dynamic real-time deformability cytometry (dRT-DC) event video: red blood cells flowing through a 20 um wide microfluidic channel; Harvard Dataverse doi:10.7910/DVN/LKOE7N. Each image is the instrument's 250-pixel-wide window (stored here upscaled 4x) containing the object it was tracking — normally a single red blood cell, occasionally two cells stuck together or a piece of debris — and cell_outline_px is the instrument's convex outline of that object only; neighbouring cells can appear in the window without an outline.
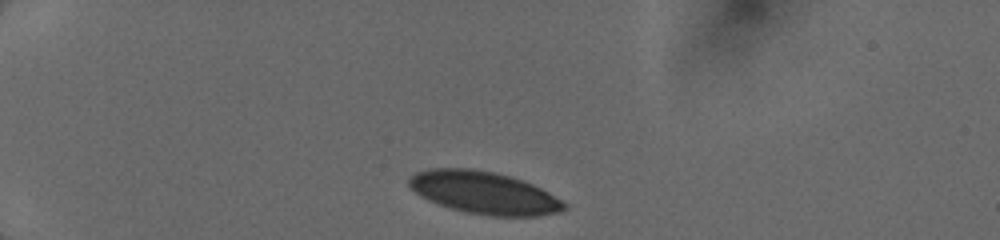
{"species": "human", "species_latin": "Homo sapiens", "temperature_condition": "cold", "stored_images_in_passage": 9, "camera_frame_rate_fps": 3000, "um_per_image_px": 0.085, "donor": {"sex": "female"}, "frame": {"image": 1, "passage_image": 1, "time_ms": 0.0, "image_size_px": [1000, 240], "cell_outline_px": [[568, 208], [560, 212], [536, 216], [492, 216], [468, 212], [452, 208], [428, 200], [420, 196], [408, 184], [408, 176], [416, 172], [428, 168], [472, 168], [492, 172], [508, 176], [532, 184], [548, 192], [568, 204]], "centroid_in_image_um": [41.14, 16.38], "position_along_channel_um": 43.9, "area_um2": 38.15}}
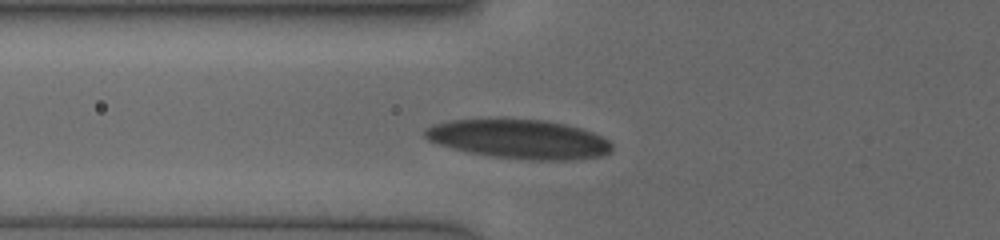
{"frame": {"image": 2, "passage_image": 7, "time_ms": 2.333, "image_size_px": [1000, 240], "cell_outline_px": [[612, 152], [604, 156], [572, 160], [528, 160], [492, 156], [468, 152], [452, 148], [428, 140], [424, 136], [424, 128], [432, 124], [452, 120], [500, 116], [504, 116], [544, 120], [564, 124], [580, 128], [592, 132], [608, 140], [612, 144]], "centroid_in_image_um": [44.1, 11.79], "position_along_channel_um": 81.7, "area_um2": 43.81}}
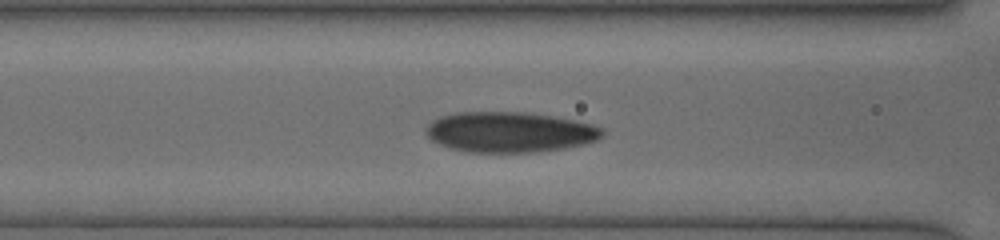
{"frame": {"image": 3, "passage_image": 9, "time_ms": 3.333, "image_size_px": [1000, 240], "cell_outline_px": [[604, 136], [596, 140], [584, 144], [564, 148], [532, 152], [468, 152], [448, 148], [432, 140], [424, 132], [424, 128], [432, 120], [440, 116], [456, 112], [524, 112], [552, 116], [592, 124], [600, 128], [604, 132]], "centroid_in_image_um": [43.27, 11.22], "position_along_channel_um": 123.3, "area_um2": 41.56}}